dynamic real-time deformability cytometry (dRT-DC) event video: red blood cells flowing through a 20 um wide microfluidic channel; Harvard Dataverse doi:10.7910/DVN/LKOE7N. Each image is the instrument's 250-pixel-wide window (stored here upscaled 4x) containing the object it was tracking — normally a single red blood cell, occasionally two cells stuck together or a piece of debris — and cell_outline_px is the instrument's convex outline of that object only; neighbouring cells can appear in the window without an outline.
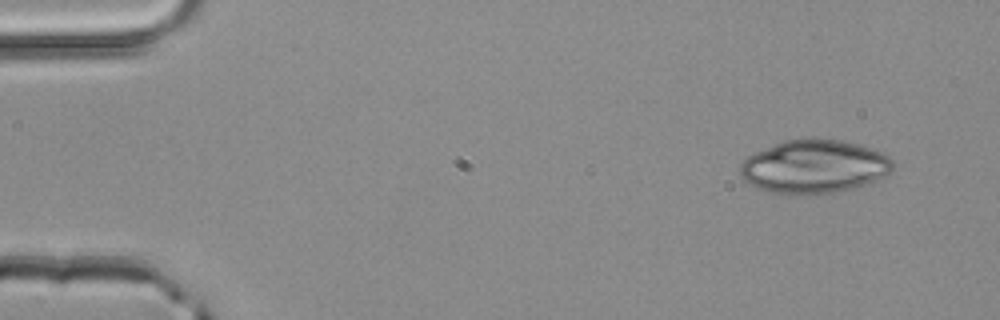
{"species": "common noctule bat (a hibernating species)", "species_latin": "Nyctalus noctula", "temperature_condition": "room temperature", "stored_images_in_passage": 3, "camera_frame_rate_fps": 3000, "um_per_image_px": 0.085, "animal": {"sex": "male", "body_mass_g": 20.4}, "frame": {"image": 1, "passage_image": 1, "time_ms": 0.0, "image_size_px": [1000, 320], "cell_outline_px": [[896, 164], [892, 172], [876, 180], [852, 188], [836, 192], [800, 196], [772, 192], [756, 188], [744, 180], [740, 176], [740, 164], [748, 156], [756, 152], [784, 140], [840, 140], [872, 148], [884, 152]], "centroid_in_image_um": [69.22, 14.19], "position_along_channel_um": 15.8, "area_um2": 47.51}}